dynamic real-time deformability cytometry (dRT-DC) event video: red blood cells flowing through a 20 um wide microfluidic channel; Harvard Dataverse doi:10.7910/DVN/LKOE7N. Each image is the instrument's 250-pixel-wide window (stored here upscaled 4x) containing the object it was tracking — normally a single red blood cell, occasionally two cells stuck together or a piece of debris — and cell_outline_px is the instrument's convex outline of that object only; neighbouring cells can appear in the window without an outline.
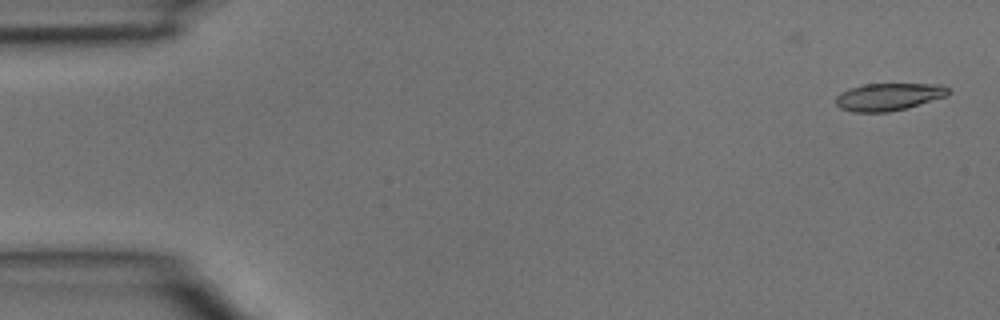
{"species": "common noctule bat (a hibernating species)", "species_latin": "Nyctalus noctula", "temperature_condition": "room temperature", "stored_images_in_passage": 2, "camera_frame_rate_fps": 3000, "um_per_image_px": 0.085, "animal": {"sex": "male", "body_mass_g": 15.6}, "frame": {"image": 1, "passage_image": 2, "time_ms": 0.333, "image_size_px": [1000, 320], "cell_outline_px": [[952, 92], [948, 96], [908, 108], [888, 112], [852, 112], [840, 108], [836, 104], [836, 96], [840, 92], [848, 88], [864, 84], [944, 84]], "centroid_in_image_um": [75.56, 8.22], "position_along_channel_um": 9.4, "area_um2": 18.32}}